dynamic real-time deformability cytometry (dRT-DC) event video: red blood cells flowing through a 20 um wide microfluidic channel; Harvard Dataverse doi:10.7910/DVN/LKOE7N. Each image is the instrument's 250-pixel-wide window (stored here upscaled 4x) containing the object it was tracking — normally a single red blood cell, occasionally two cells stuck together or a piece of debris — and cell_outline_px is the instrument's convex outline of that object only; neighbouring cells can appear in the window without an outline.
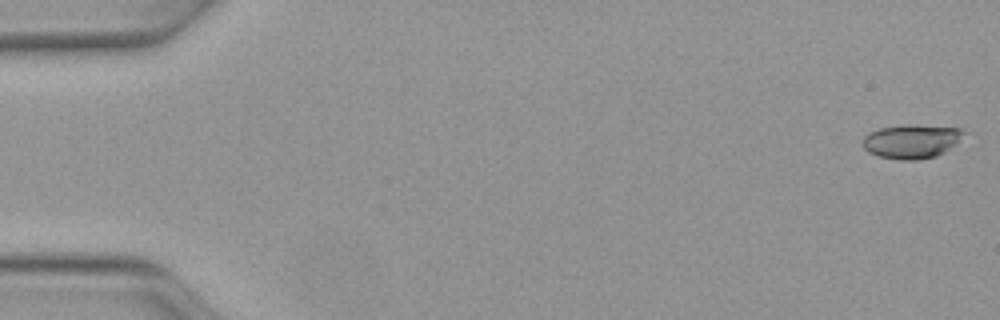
{"species": "Egyptian fruit bat (a non-hibernating species)", "species_latin": "Rousettus aegyptiacus", "temperature_condition": "warm", "stored_images_in_passage": 9, "camera_frame_rate_fps": 3000, "um_per_image_px": 0.085, "animal": {"sex": "female"}, "frame": {"image": 1, "passage_image": 1, "time_ms": 0.0, "image_size_px": [1000, 320], "cell_outline_px": [[968, 132], [944, 152], [936, 156], [916, 160], [900, 160], [880, 156], [868, 152], [860, 144], [864, 136], [868, 132], [880, 128], [908, 124], [960, 128]], "centroid_in_image_um": [77.45, 12.0], "position_along_channel_um": 7.6, "area_um2": 20.06}}